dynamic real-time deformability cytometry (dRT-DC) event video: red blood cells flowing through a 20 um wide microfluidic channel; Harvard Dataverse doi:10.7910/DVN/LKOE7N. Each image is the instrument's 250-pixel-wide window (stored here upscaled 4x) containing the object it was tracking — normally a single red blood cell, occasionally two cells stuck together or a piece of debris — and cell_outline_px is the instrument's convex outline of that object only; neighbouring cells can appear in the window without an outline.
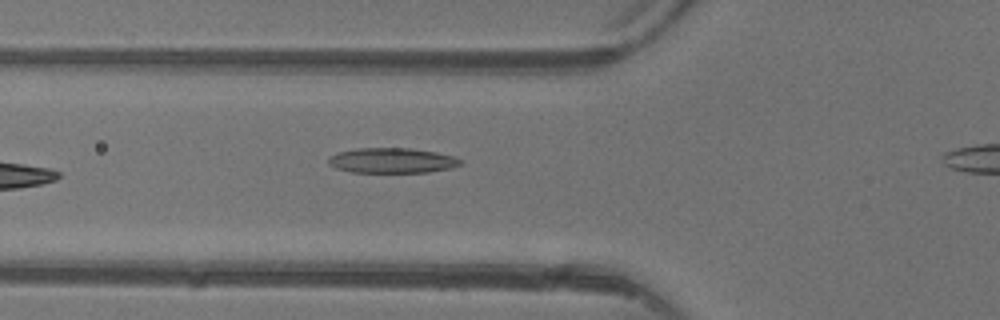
{"species": "common noctule bat (a hibernating species)", "species_latin": "Nyctalus noctula", "temperature_condition": "warm", "stored_images_in_passage": 7, "camera_frame_rate_fps": 3000, "um_per_image_px": 0.085, "animal": {"sex": "female"}, "frame": {"image": 1, "passage_image": 6, "time_ms": 6.0, "image_size_px": [1000, 320], "cell_outline_px": [[464, 160], [460, 164], [452, 168], [428, 172], [352, 172], [336, 168], [328, 164], [328, 160], [332, 156], [340, 152], [356, 148], [412, 148], [436, 152], [452, 156]], "centroid_in_image_um": [33.36, 13.64], "position_along_channel_um": 92.4, "area_um2": 19.25}}